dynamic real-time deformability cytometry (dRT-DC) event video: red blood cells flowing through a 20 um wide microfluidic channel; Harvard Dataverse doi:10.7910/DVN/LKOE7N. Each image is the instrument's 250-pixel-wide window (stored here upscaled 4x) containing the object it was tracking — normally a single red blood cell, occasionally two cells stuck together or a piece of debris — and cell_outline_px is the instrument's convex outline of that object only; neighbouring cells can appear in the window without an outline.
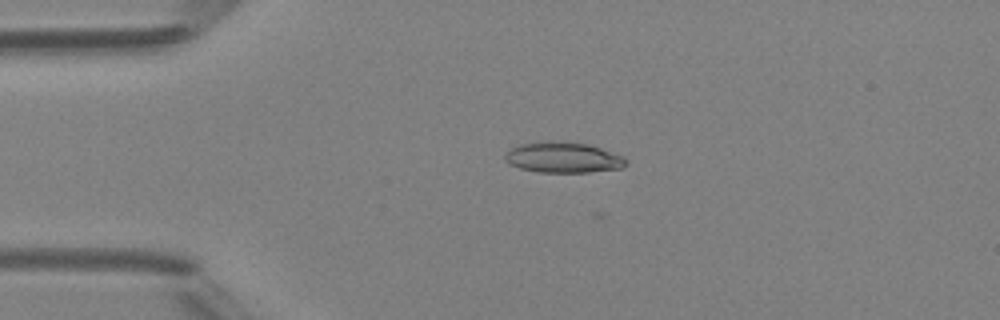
{"species": "Egyptian fruit bat (a non-hibernating species)", "species_latin": "Rousettus aegyptiacus", "temperature_condition": "room temperature", "stored_images_in_passage": 3, "camera_frame_rate_fps": 3000, "um_per_image_px": 0.085, "animal": {"sex": "female"}, "frame": {"image": 1, "passage_image": 3, "time_ms": 2.333, "image_size_px": [1000, 320], "cell_outline_px": [[628, 164], [624, 168], [588, 172], [540, 172], [520, 168], [508, 164], [504, 160], [504, 156], [512, 148], [520, 144], [564, 140], [588, 144], [624, 156], [628, 160]], "centroid_in_image_um": [47.92, 13.39], "position_along_channel_um": 37.1, "area_um2": 21.73}}